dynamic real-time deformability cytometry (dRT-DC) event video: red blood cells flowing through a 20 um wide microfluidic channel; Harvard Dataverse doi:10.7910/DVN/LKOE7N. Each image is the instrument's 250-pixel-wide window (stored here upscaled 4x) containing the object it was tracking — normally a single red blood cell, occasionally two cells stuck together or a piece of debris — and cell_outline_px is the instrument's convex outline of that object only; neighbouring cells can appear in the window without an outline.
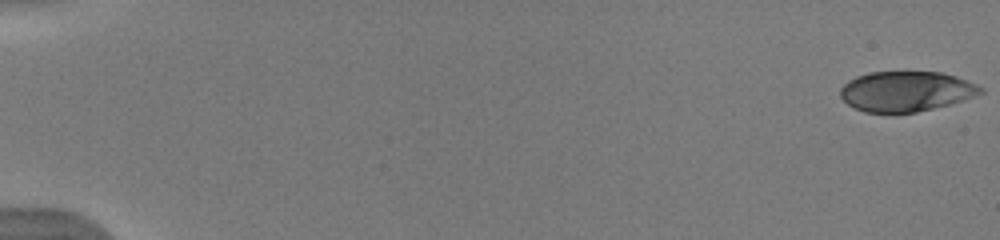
{"species": "human", "species_latin": "Homo sapiens", "temperature_condition": "warm", "stored_images_in_passage": 16, "camera_frame_rate_fps": 3000, "um_per_image_px": 0.085, "donor": {"sex": "male"}, "frame": {"image": 1, "passage_image": 1, "time_ms": 0.0, "image_size_px": [1000, 240], "cell_outline_px": [[984, 92], [948, 104], [916, 112], [864, 112], [848, 104], [840, 96], [840, 88], [848, 80], [856, 76], [868, 72], [940, 72], [956, 76], [976, 84], [984, 88]], "centroid_in_image_um": [76.98, 7.75], "position_along_channel_um": 8.0, "area_um2": 32.48}}
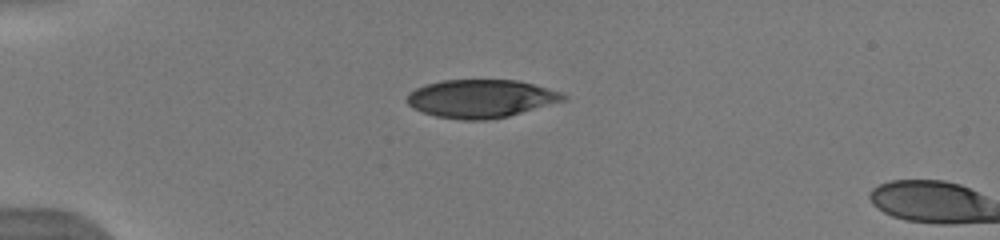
{"frame": {"image": 2, "passage_image": 15, "time_ms": 4.667, "image_size_px": [1000, 240], "cell_outline_px": [[568, 96], [564, 100], [508, 116], [488, 120], [460, 120], [436, 116], [412, 108], [408, 104], [408, 92], [416, 88], [428, 84], [444, 80], [516, 80], [564, 92]], "centroid_in_image_um": [40.88, 8.38], "position_along_channel_um": 44.1, "area_um2": 34.51}}